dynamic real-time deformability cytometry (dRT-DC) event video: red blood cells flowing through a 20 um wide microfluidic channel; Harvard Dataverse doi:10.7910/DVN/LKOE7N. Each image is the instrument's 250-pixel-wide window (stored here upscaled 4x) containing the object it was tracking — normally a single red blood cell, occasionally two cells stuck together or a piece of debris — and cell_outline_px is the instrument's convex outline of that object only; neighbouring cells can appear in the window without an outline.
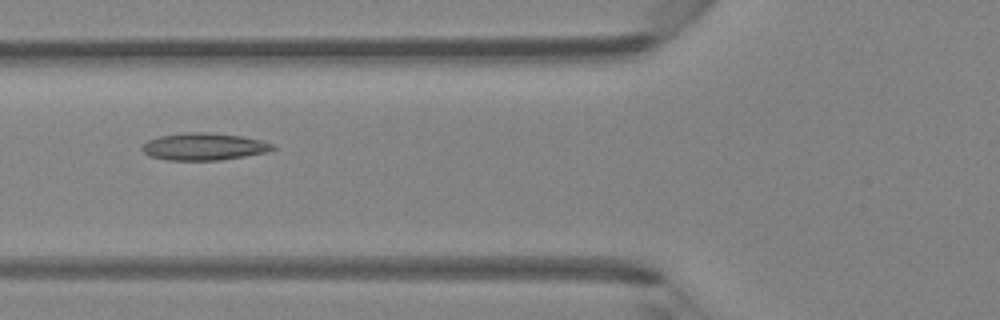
{"species": "Egyptian fruit bat (a non-hibernating species)", "species_latin": "Rousettus aegyptiacus", "temperature_condition": "room temperature", "stored_images_in_passage": 5, "camera_frame_rate_fps": 3000, "um_per_image_px": 0.085, "animal": {"sex": "female"}, "frame": {"image": 1, "passage_image": 4, "time_ms": 3.333, "image_size_px": [1000, 320], "cell_outline_px": [[276, 148], [264, 152], [244, 156], [220, 160], [168, 160], [148, 156], [140, 148], [148, 140], [160, 136], [184, 132], [204, 132], [240, 136], [260, 140], [272, 144]], "centroid_in_image_um": [17.28, 12.46], "position_along_channel_um": 108.5, "area_um2": 20.46}}
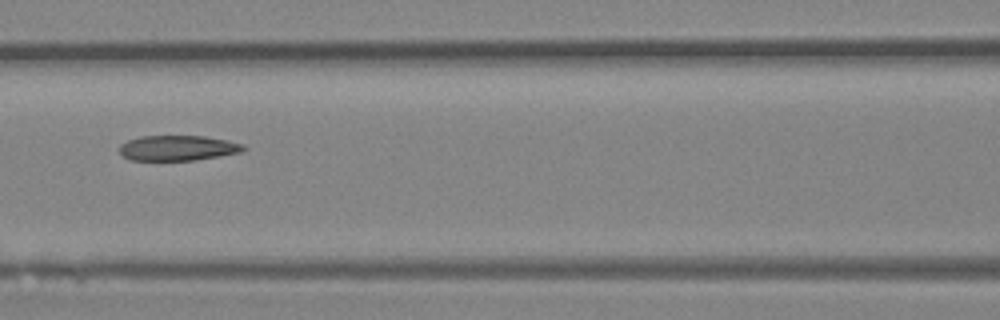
{"frame": {"image": 2, "passage_image": 5, "time_ms": 4.333, "image_size_px": [1000, 320], "cell_outline_px": [[248, 148], [240, 152], [220, 156], [196, 160], [132, 160], [124, 156], [120, 152], [120, 144], [128, 140], [140, 136], [204, 136], [228, 140], [244, 144]], "centroid_in_image_um": [15.15, 12.57], "position_along_channel_um": 151.4, "area_um2": 18.26}}